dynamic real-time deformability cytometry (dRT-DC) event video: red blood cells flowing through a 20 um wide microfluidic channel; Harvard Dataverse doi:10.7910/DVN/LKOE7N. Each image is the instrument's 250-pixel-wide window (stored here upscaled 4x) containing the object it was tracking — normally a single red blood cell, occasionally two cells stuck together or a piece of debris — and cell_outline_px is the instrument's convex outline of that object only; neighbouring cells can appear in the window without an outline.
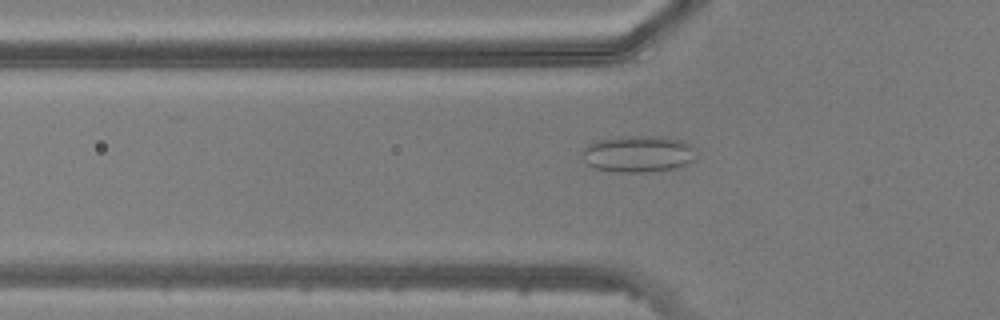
{"species": "common noctule bat (a hibernating species)", "species_latin": "Nyctalus noctula", "temperature_condition": "warm", "stored_images_in_passage": 46, "camera_frame_rate_fps": 3000, "um_per_image_px": 0.085, "animal": {"sex": "male", "body_mass_g": 20.5, "forearm_length_mm": 52.5}, "frame": {"image": 1, "passage_image": 14, "time_ms": 4.333, "image_size_px": [1000, 320], "cell_outline_px": [[696, 160], [688, 164], [676, 168], [648, 172], [620, 172], [596, 168], [588, 164], [580, 156], [580, 152], [588, 144], [596, 140], [620, 136], [660, 136], [680, 140], [692, 144]], "centroid_in_image_um": [54.24, 13.07], "position_along_channel_um": 71.6, "area_um2": 24.62}}
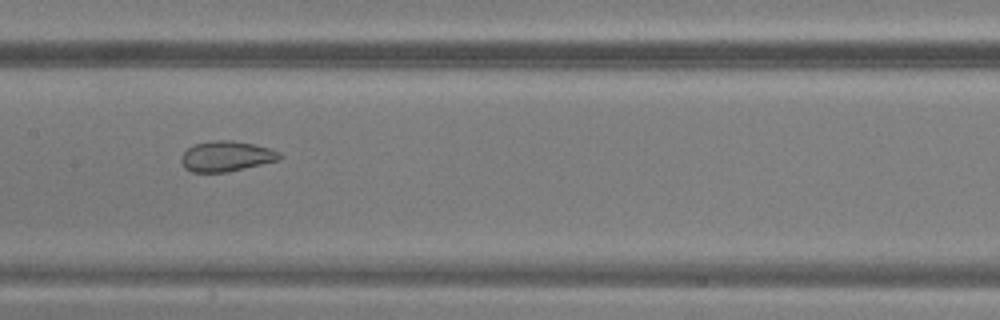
{"frame": {"image": 2, "passage_image": 22, "time_ms": 7.0, "image_size_px": [1000, 320], "cell_outline_px": [[284, 156], [280, 160], [228, 172], [192, 172], [184, 168], [180, 160], [180, 156], [188, 148], [196, 144], [212, 140], [232, 140], [256, 144], [280, 152]], "centroid_in_image_um": [19.26, 13.28], "position_along_channel_um": 188.1, "area_um2": 17.63}}
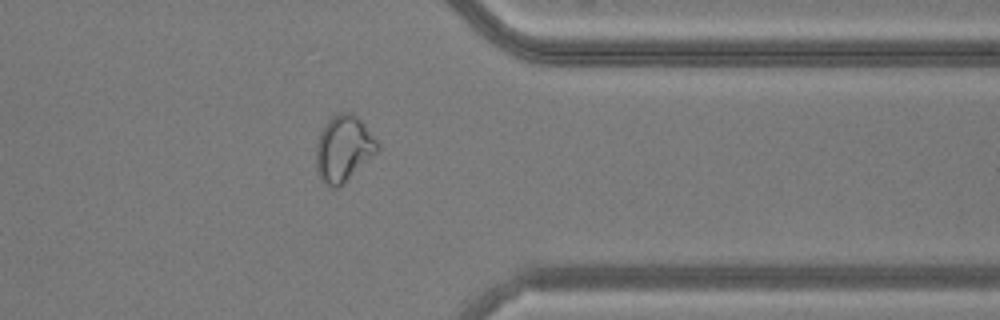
{"frame": {"image": 3, "passage_image": 36, "time_ms": 11.667, "image_size_px": [1000, 320], "cell_outline_px": [[380, 148], [344, 184], [336, 188], [332, 188], [320, 180], [316, 168], [316, 144], [320, 132], [324, 124], [336, 112], [352, 112], [360, 120], [376, 140]], "centroid_in_image_um": [29.16, 12.63], "position_along_channel_um": 382.2, "area_um2": 23.58}}